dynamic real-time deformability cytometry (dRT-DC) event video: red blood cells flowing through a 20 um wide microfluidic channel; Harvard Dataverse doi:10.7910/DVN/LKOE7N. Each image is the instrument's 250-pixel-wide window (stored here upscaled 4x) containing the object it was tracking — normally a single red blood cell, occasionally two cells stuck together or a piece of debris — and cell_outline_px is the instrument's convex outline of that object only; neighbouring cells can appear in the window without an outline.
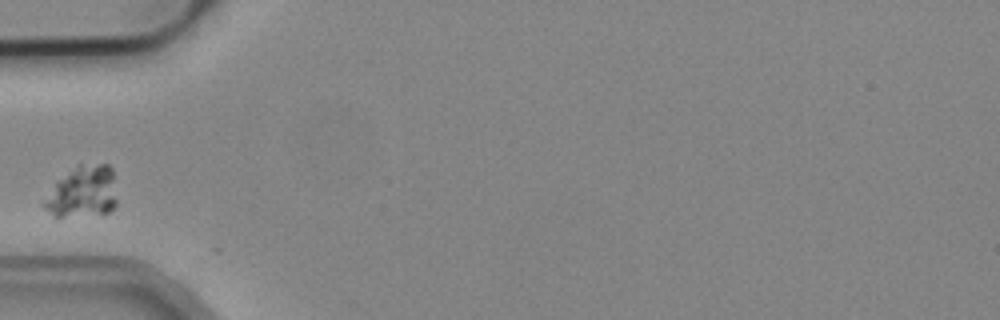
{"species": "common noctule bat (a hibernating species)", "species_latin": "Nyctalus noctula", "temperature_condition": "cold", "stored_images_in_passage": 2, "camera_frame_rate_fps": 3000, "um_per_image_px": 0.085, "animal": {"sex": "male", "body_mass_g": 19.2, "forearm_length_mm": 51.8}, "frame": {"image": 1, "passage_image": 2, "time_ms": 0.333, "image_size_px": [1000, 320], "cell_outline_px": [[116, 208], [108, 212], [56, 220], [40, 204], [56, 184], [60, 180], [80, 164], [108, 164], [112, 168], [116, 200]], "centroid_in_image_um": [7.01, 16.39], "position_along_channel_um": 78.0, "area_um2": 21.96}}